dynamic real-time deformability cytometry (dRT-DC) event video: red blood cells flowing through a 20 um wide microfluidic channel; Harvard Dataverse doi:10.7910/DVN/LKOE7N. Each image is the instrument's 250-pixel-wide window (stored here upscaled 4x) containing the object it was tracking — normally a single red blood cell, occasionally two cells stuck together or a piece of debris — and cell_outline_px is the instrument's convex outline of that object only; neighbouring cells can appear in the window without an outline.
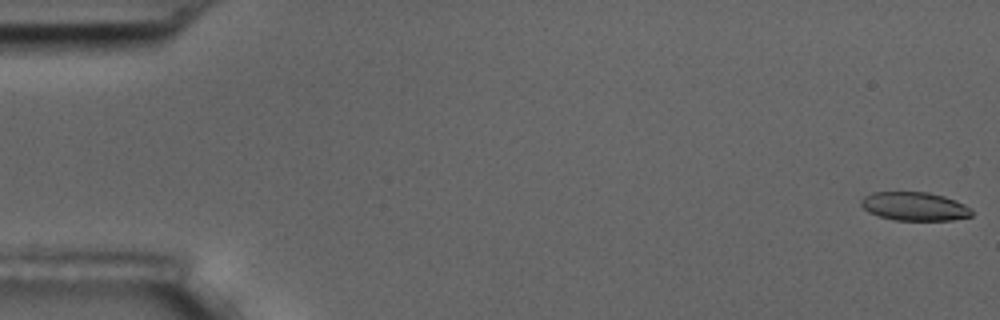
{"species": "common noctule bat (a hibernating species)", "species_latin": "Nyctalus noctula", "temperature_condition": "room temperature", "stored_images_in_passage": 8, "camera_frame_rate_fps": 3000, "um_per_image_px": 0.085, "animal": {"sex": "male", "body_mass_g": 17.5, "forearm_length_mm": 52.3}, "frame": {"image": 1, "passage_image": 1, "time_ms": 0.0, "image_size_px": [1000, 320], "cell_outline_px": [[972, 216], [952, 220], [896, 220], [880, 216], [868, 212], [860, 204], [860, 200], [864, 196], [872, 192], [928, 192], [944, 196], [956, 200], [972, 208]], "centroid_in_image_um": [77.75, 17.53], "position_along_channel_um": 7.3, "area_um2": 18.5}}
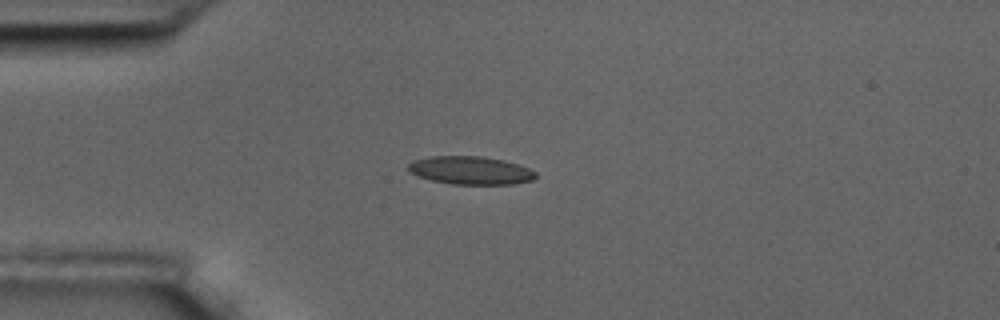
{"frame": {"image": 2, "passage_image": 5, "time_ms": 4.667, "image_size_px": [1000, 320], "cell_outline_px": [[536, 176], [532, 180], [512, 184], [452, 184], [432, 180], [416, 176], [408, 172], [408, 164], [412, 160], [428, 156], [480, 156], [504, 160], [528, 168], [536, 172]], "centroid_in_image_um": [39.94, 14.48], "position_along_channel_um": 45.1, "area_um2": 20.92}}